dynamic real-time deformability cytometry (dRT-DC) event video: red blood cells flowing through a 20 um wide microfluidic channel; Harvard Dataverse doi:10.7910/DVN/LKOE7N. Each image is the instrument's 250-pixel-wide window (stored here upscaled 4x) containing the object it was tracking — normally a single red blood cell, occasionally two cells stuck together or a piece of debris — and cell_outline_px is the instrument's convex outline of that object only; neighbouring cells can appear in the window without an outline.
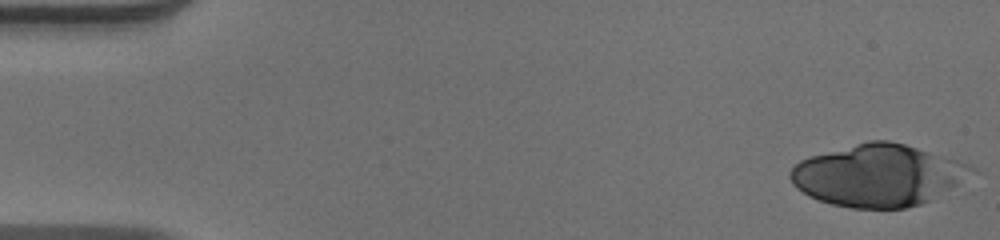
{"species": "human", "species_latin": "Homo sapiens", "temperature_condition": "warm", "stored_images_in_passage": 20, "camera_frame_rate_fps": 3000, "um_per_image_px": 0.085, "donor": {"sex": "male"}, "frame": {"image": 1, "passage_image": 1, "time_ms": 0.0, "image_size_px": [1000, 240], "cell_outline_px": [[984, 172], [932, 200], [920, 204], [904, 208], [852, 208], [832, 204], [808, 196], [796, 188], [792, 184], [788, 176], [788, 172], [800, 160], [812, 156], [868, 140], [888, 140], [904, 144], [972, 164]], "centroid_in_image_um": [74.75, 14.91], "position_along_channel_um": 10.2, "area_um2": 66.18}}